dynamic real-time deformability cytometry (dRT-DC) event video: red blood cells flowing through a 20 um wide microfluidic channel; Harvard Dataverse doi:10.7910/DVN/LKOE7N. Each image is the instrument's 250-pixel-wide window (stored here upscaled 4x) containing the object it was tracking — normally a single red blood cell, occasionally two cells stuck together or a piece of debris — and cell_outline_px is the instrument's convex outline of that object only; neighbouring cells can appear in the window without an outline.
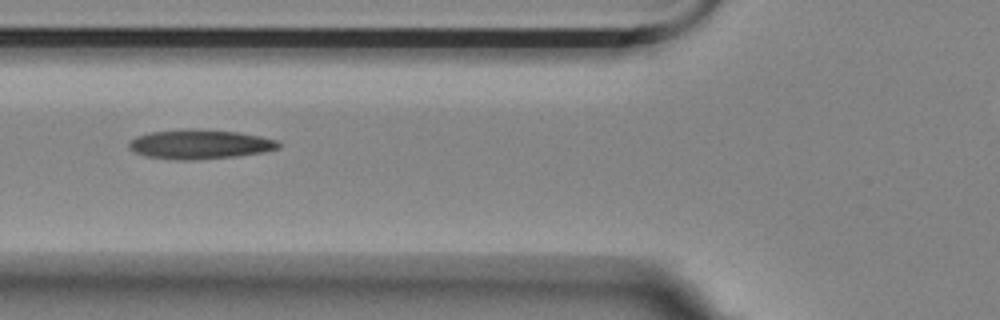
{"species": "Egyptian fruit bat (a non-hibernating species)", "species_latin": "Rousettus aegyptiacus", "temperature_condition": "room temperature", "stored_images_in_passage": 4, "camera_frame_rate_fps": 3000, "um_per_image_px": 0.085, "animal": {"sex": "female"}, "frame": {"image": 1, "passage_image": 2, "time_ms": 1.333, "image_size_px": [1000, 320], "cell_outline_px": [[280, 148], [264, 152], [236, 156], [196, 160], [176, 160], [144, 156], [128, 148], [128, 144], [136, 136], [148, 132], [188, 128], [240, 132], [260, 136], [276, 140], [280, 144]], "centroid_in_image_um": [16.97, 12.26], "position_along_channel_um": 108.8, "area_um2": 25.84}}
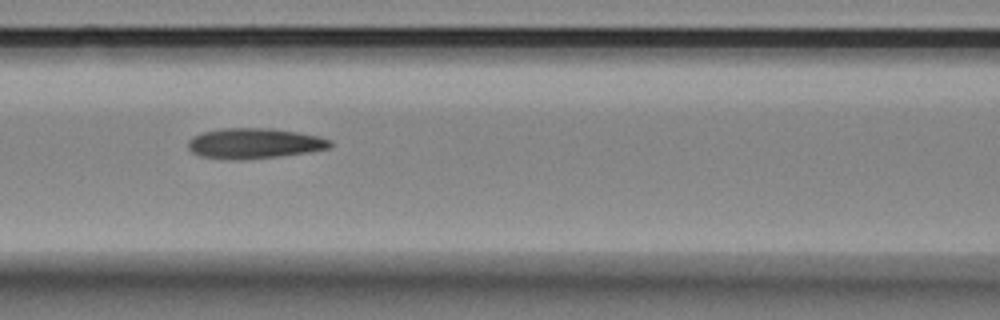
{"frame": {"image": 2, "passage_image": 3, "time_ms": 2.333, "image_size_px": [1000, 320], "cell_outline_px": [[332, 144], [328, 148], [308, 152], [280, 156], [244, 160], [236, 160], [200, 156], [192, 152], [188, 148], [188, 140], [192, 136], [204, 132], [224, 128], [268, 128], [296, 132], [316, 136], [332, 140]], "centroid_in_image_um": [21.58, 12.19], "position_along_channel_um": 145.0, "area_um2": 25.03}}
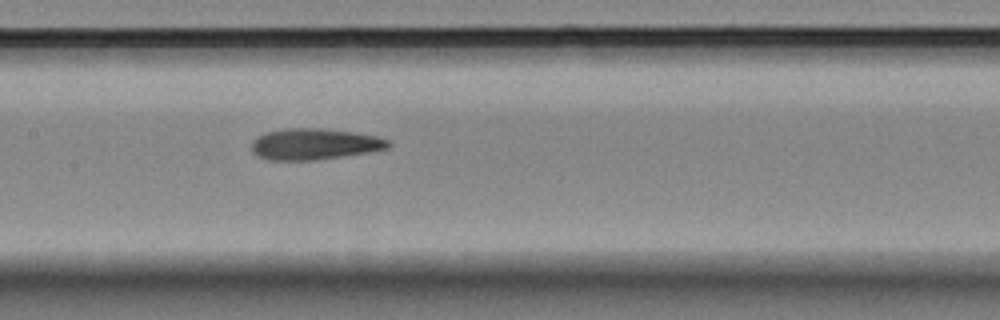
{"frame": {"image": 3, "passage_image": 4, "time_ms": 3.333, "image_size_px": [1000, 320], "cell_outline_px": [[392, 144], [388, 148], [368, 152], [316, 160], [268, 160], [256, 156], [252, 152], [252, 140], [256, 136], [264, 132], [288, 128], [320, 128], [352, 132], [376, 136], [388, 140]], "centroid_in_image_um": [26.67, 12.25], "position_along_channel_um": 180.7, "area_um2": 24.91}}